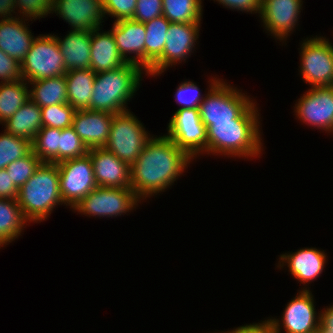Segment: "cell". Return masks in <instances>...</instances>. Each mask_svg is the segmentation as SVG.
Listing matches in <instances>:
<instances>
[{"label": "cell", "mask_w": 333, "mask_h": 333, "mask_svg": "<svg viewBox=\"0 0 333 333\" xmlns=\"http://www.w3.org/2000/svg\"><path fill=\"white\" fill-rule=\"evenodd\" d=\"M42 161L31 151L28 155L15 160L5 168L12 182L19 189L34 174Z\"/></svg>", "instance_id": "d590c367"}, {"label": "cell", "mask_w": 333, "mask_h": 333, "mask_svg": "<svg viewBox=\"0 0 333 333\" xmlns=\"http://www.w3.org/2000/svg\"><path fill=\"white\" fill-rule=\"evenodd\" d=\"M200 27L201 23H170L163 53L145 72L146 75L156 77L169 67L185 62L198 44Z\"/></svg>", "instance_id": "30bf717a"}, {"label": "cell", "mask_w": 333, "mask_h": 333, "mask_svg": "<svg viewBox=\"0 0 333 333\" xmlns=\"http://www.w3.org/2000/svg\"><path fill=\"white\" fill-rule=\"evenodd\" d=\"M312 292L299 290L297 295L288 302L281 319L269 317L274 333H311L317 330L320 311L316 312Z\"/></svg>", "instance_id": "4fadbf2b"}, {"label": "cell", "mask_w": 333, "mask_h": 333, "mask_svg": "<svg viewBox=\"0 0 333 333\" xmlns=\"http://www.w3.org/2000/svg\"><path fill=\"white\" fill-rule=\"evenodd\" d=\"M176 89L175 100L179 106L181 105L178 109H198L205 98V94L201 95L200 88L193 81L185 80L179 83Z\"/></svg>", "instance_id": "8d00e7d4"}, {"label": "cell", "mask_w": 333, "mask_h": 333, "mask_svg": "<svg viewBox=\"0 0 333 333\" xmlns=\"http://www.w3.org/2000/svg\"><path fill=\"white\" fill-rule=\"evenodd\" d=\"M53 7L54 0H0V8L8 15L16 14L15 11L18 10L19 15L17 13L16 17L21 16L34 21L47 17L52 13Z\"/></svg>", "instance_id": "1f68e13d"}, {"label": "cell", "mask_w": 333, "mask_h": 333, "mask_svg": "<svg viewBox=\"0 0 333 333\" xmlns=\"http://www.w3.org/2000/svg\"><path fill=\"white\" fill-rule=\"evenodd\" d=\"M41 107L28 99L5 123L4 130L17 137H23L32 142L35 135L43 127Z\"/></svg>", "instance_id": "cb8c5ba5"}, {"label": "cell", "mask_w": 333, "mask_h": 333, "mask_svg": "<svg viewBox=\"0 0 333 333\" xmlns=\"http://www.w3.org/2000/svg\"><path fill=\"white\" fill-rule=\"evenodd\" d=\"M133 112L115 114L108 141L104 146L130 166L137 160L148 141L153 137Z\"/></svg>", "instance_id": "8992f818"}, {"label": "cell", "mask_w": 333, "mask_h": 333, "mask_svg": "<svg viewBox=\"0 0 333 333\" xmlns=\"http://www.w3.org/2000/svg\"><path fill=\"white\" fill-rule=\"evenodd\" d=\"M225 8L260 14L261 0H214Z\"/></svg>", "instance_id": "60d3db41"}, {"label": "cell", "mask_w": 333, "mask_h": 333, "mask_svg": "<svg viewBox=\"0 0 333 333\" xmlns=\"http://www.w3.org/2000/svg\"><path fill=\"white\" fill-rule=\"evenodd\" d=\"M163 0H137L133 20L145 23L163 15Z\"/></svg>", "instance_id": "f35d334b"}, {"label": "cell", "mask_w": 333, "mask_h": 333, "mask_svg": "<svg viewBox=\"0 0 333 333\" xmlns=\"http://www.w3.org/2000/svg\"><path fill=\"white\" fill-rule=\"evenodd\" d=\"M21 73L26 82L64 76L67 73L54 34L36 36L21 63Z\"/></svg>", "instance_id": "52a82bcc"}, {"label": "cell", "mask_w": 333, "mask_h": 333, "mask_svg": "<svg viewBox=\"0 0 333 333\" xmlns=\"http://www.w3.org/2000/svg\"><path fill=\"white\" fill-rule=\"evenodd\" d=\"M170 23L163 15L145 22V71L162 55Z\"/></svg>", "instance_id": "f1b7e54d"}, {"label": "cell", "mask_w": 333, "mask_h": 333, "mask_svg": "<svg viewBox=\"0 0 333 333\" xmlns=\"http://www.w3.org/2000/svg\"><path fill=\"white\" fill-rule=\"evenodd\" d=\"M167 126L166 136L193 160L207 153V130L198 109H177Z\"/></svg>", "instance_id": "7c38bea8"}, {"label": "cell", "mask_w": 333, "mask_h": 333, "mask_svg": "<svg viewBox=\"0 0 333 333\" xmlns=\"http://www.w3.org/2000/svg\"><path fill=\"white\" fill-rule=\"evenodd\" d=\"M88 151L89 149L76 134L72 126L61 129L59 137V162L86 156Z\"/></svg>", "instance_id": "e575fe53"}, {"label": "cell", "mask_w": 333, "mask_h": 333, "mask_svg": "<svg viewBox=\"0 0 333 333\" xmlns=\"http://www.w3.org/2000/svg\"><path fill=\"white\" fill-rule=\"evenodd\" d=\"M327 257L324 250L314 247L300 248L296 252L280 254L277 267L282 269L287 266L292 277L304 285L303 290H309L308 287L305 288L308 286L306 284H310L321 276Z\"/></svg>", "instance_id": "ac0fdd59"}, {"label": "cell", "mask_w": 333, "mask_h": 333, "mask_svg": "<svg viewBox=\"0 0 333 333\" xmlns=\"http://www.w3.org/2000/svg\"><path fill=\"white\" fill-rule=\"evenodd\" d=\"M115 114L92 110H76L72 127L90 150L104 147L108 141Z\"/></svg>", "instance_id": "44dd1931"}, {"label": "cell", "mask_w": 333, "mask_h": 333, "mask_svg": "<svg viewBox=\"0 0 333 333\" xmlns=\"http://www.w3.org/2000/svg\"><path fill=\"white\" fill-rule=\"evenodd\" d=\"M55 37L67 71L91 68V31L70 30L63 39Z\"/></svg>", "instance_id": "603a6c76"}, {"label": "cell", "mask_w": 333, "mask_h": 333, "mask_svg": "<svg viewBox=\"0 0 333 333\" xmlns=\"http://www.w3.org/2000/svg\"><path fill=\"white\" fill-rule=\"evenodd\" d=\"M60 16L72 30H87L103 26L105 18L102 0H54L52 14Z\"/></svg>", "instance_id": "2e32d148"}, {"label": "cell", "mask_w": 333, "mask_h": 333, "mask_svg": "<svg viewBox=\"0 0 333 333\" xmlns=\"http://www.w3.org/2000/svg\"><path fill=\"white\" fill-rule=\"evenodd\" d=\"M144 72L139 65L127 62L117 69L96 73L89 110L110 114L129 111L127 102L140 88Z\"/></svg>", "instance_id": "3957f363"}, {"label": "cell", "mask_w": 333, "mask_h": 333, "mask_svg": "<svg viewBox=\"0 0 333 333\" xmlns=\"http://www.w3.org/2000/svg\"><path fill=\"white\" fill-rule=\"evenodd\" d=\"M101 29L91 32L90 63L95 73L117 69L127 63L118 51L111 30L102 32Z\"/></svg>", "instance_id": "7402d4cb"}, {"label": "cell", "mask_w": 333, "mask_h": 333, "mask_svg": "<svg viewBox=\"0 0 333 333\" xmlns=\"http://www.w3.org/2000/svg\"><path fill=\"white\" fill-rule=\"evenodd\" d=\"M28 86L30 85L24 79L0 82V124L3 125L30 99Z\"/></svg>", "instance_id": "83f0119b"}, {"label": "cell", "mask_w": 333, "mask_h": 333, "mask_svg": "<svg viewBox=\"0 0 333 333\" xmlns=\"http://www.w3.org/2000/svg\"><path fill=\"white\" fill-rule=\"evenodd\" d=\"M61 129L42 127L31 142L32 151L42 161L59 163V137Z\"/></svg>", "instance_id": "4dcf8cb0"}, {"label": "cell", "mask_w": 333, "mask_h": 333, "mask_svg": "<svg viewBox=\"0 0 333 333\" xmlns=\"http://www.w3.org/2000/svg\"><path fill=\"white\" fill-rule=\"evenodd\" d=\"M223 333H274L273 327L269 321V319H266L264 321L261 320L259 323H250V324H244L240 327L234 328L231 331H222ZM219 332V333H222ZM214 333V332H213ZM216 333V332H215Z\"/></svg>", "instance_id": "b9f144b4"}, {"label": "cell", "mask_w": 333, "mask_h": 333, "mask_svg": "<svg viewBox=\"0 0 333 333\" xmlns=\"http://www.w3.org/2000/svg\"><path fill=\"white\" fill-rule=\"evenodd\" d=\"M192 161L168 136H153L130 166L131 189L143 201L165 192Z\"/></svg>", "instance_id": "6da1fadb"}, {"label": "cell", "mask_w": 333, "mask_h": 333, "mask_svg": "<svg viewBox=\"0 0 333 333\" xmlns=\"http://www.w3.org/2000/svg\"><path fill=\"white\" fill-rule=\"evenodd\" d=\"M61 199L71 210L98 185L90 156L57 163Z\"/></svg>", "instance_id": "8fae6325"}, {"label": "cell", "mask_w": 333, "mask_h": 333, "mask_svg": "<svg viewBox=\"0 0 333 333\" xmlns=\"http://www.w3.org/2000/svg\"><path fill=\"white\" fill-rule=\"evenodd\" d=\"M27 223L17 199L0 198V248L19 238Z\"/></svg>", "instance_id": "484cf974"}, {"label": "cell", "mask_w": 333, "mask_h": 333, "mask_svg": "<svg viewBox=\"0 0 333 333\" xmlns=\"http://www.w3.org/2000/svg\"><path fill=\"white\" fill-rule=\"evenodd\" d=\"M32 151L31 141L17 137L4 130L0 133V170L15 160L28 155Z\"/></svg>", "instance_id": "d6a6232c"}, {"label": "cell", "mask_w": 333, "mask_h": 333, "mask_svg": "<svg viewBox=\"0 0 333 333\" xmlns=\"http://www.w3.org/2000/svg\"><path fill=\"white\" fill-rule=\"evenodd\" d=\"M28 84L32 85L31 87L29 86L30 99L41 108L68 103L65 75L30 81Z\"/></svg>", "instance_id": "4316f807"}, {"label": "cell", "mask_w": 333, "mask_h": 333, "mask_svg": "<svg viewBox=\"0 0 333 333\" xmlns=\"http://www.w3.org/2000/svg\"><path fill=\"white\" fill-rule=\"evenodd\" d=\"M76 110L69 104H55L41 108L43 127L64 129L72 126Z\"/></svg>", "instance_id": "836d02e7"}, {"label": "cell", "mask_w": 333, "mask_h": 333, "mask_svg": "<svg viewBox=\"0 0 333 333\" xmlns=\"http://www.w3.org/2000/svg\"><path fill=\"white\" fill-rule=\"evenodd\" d=\"M318 333H333V304L320 311Z\"/></svg>", "instance_id": "7bdbcfd3"}, {"label": "cell", "mask_w": 333, "mask_h": 333, "mask_svg": "<svg viewBox=\"0 0 333 333\" xmlns=\"http://www.w3.org/2000/svg\"><path fill=\"white\" fill-rule=\"evenodd\" d=\"M59 170L55 163L42 162L18 189L17 201L24 217L33 223L47 219L61 199Z\"/></svg>", "instance_id": "277c9868"}, {"label": "cell", "mask_w": 333, "mask_h": 333, "mask_svg": "<svg viewBox=\"0 0 333 333\" xmlns=\"http://www.w3.org/2000/svg\"><path fill=\"white\" fill-rule=\"evenodd\" d=\"M111 32L122 58L139 65L145 71V24L133 19H123L113 23Z\"/></svg>", "instance_id": "ffe728a7"}, {"label": "cell", "mask_w": 333, "mask_h": 333, "mask_svg": "<svg viewBox=\"0 0 333 333\" xmlns=\"http://www.w3.org/2000/svg\"><path fill=\"white\" fill-rule=\"evenodd\" d=\"M302 5L303 0H261L259 17L267 32L284 43L297 27Z\"/></svg>", "instance_id": "9a60e30c"}, {"label": "cell", "mask_w": 333, "mask_h": 333, "mask_svg": "<svg viewBox=\"0 0 333 333\" xmlns=\"http://www.w3.org/2000/svg\"><path fill=\"white\" fill-rule=\"evenodd\" d=\"M0 18V50L21 64L36 38L27 25L33 20L8 15L1 8Z\"/></svg>", "instance_id": "e0dca14e"}, {"label": "cell", "mask_w": 333, "mask_h": 333, "mask_svg": "<svg viewBox=\"0 0 333 333\" xmlns=\"http://www.w3.org/2000/svg\"><path fill=\"white\" fill-rule=\"evenodd\" d=\"M208 82V92L198 107L206 128L214 122H233L254 101L221 78L213 77Z\"/></svg>", "instance_id": "5b68a950"}, {"label": "cell", "mask_w": 333, "mask_h": 333, "mask_svg": "<svg viewBox=\"0 0 333 333\" xmlns=\"http://www.w3.org/2000/svg\"><path fill=\"white\" fill-rule=\"evenodd\" d=\"M300 75L312 87L333 86V44L324 36L300 43Z\"/></svg>", "instance_id": "ba28073f"}, {"label": "cell", "mask_w": 333, "mask_h": 333, "mask_svg": "<svg viewBox=\"0 0 333 333\" xmlns=\"http://www.w3.org/2000/svg\"><path fill=\"white\" fill-rule=\"evenodd\" d=\"M93 164L95 180L98 186L131 188L130 165L121 161L105 147L88 151Z\"/></svg>", "instance_id": "d6986e66"}, {"label": "cell", "mask_w": 333, "mask_h": 333, "mask_svg": "<svg viewBox=\"0 0 333 333\" xmlns=\"http://www.w3.org/2000/svg\"><path fill=\"white\" fill-rule=\"evenodd\" d=\"M137 0H102L105 15L114 17L115 21L133 19Z\"/></svg>", "instance_id": "74e56055"}, {"label": "cell", "mask_w": 333, "mask_h": 333, "mask_svg": "<svg viewBox=\"0 0 333 333\" xmlns=\"http://www.w3.org/2000/svg\"><path fill=\"white\" fill-rule=\"evenodd\" d=\"M96 73L91 69L67 71L68 103L75 110H89Z\"/></svg>", "instance_id": "d4e9b609"}, {"label": "cell", "mask_w": 333, "mask_h": 333, "mask_svg": "<svg viewBox=\"0 0 333 333\" xmlns=\"http://www.w3.org/2000/svg\"><path fill=\"white\" fill-rule=\"evenodd\" d=\"M163 16L171 23H201L202 0H163Z\"/></svg>", "instance_id": "f546056e"}, {"label": "cell", "mask_w": 333, "mask_h": 333, "mask_svg": "<svg viewBox=\"0 0 333 333\" xmlns=\"http://www.w3.org/2000/svg\"><path fill=\"white\" fill-rule=\"evenodd\" d=\"M23 79L21 64L0 50V82H13Z\"/></svg>", "instance_id": "ab89813d"}, {"label": "cell", "mask_w": 333, "mask_h": 333, "mask_svg": "<svg viewBox=\"0 0 333 333\" xmlns=\"http://www.w3.org/2000/svg\"><path fill=\"white\" fill-rule=\"evenodd\" d=\"M294 113L304 124L333 133V86L306 90L296 102Z\"/></svg>", "instance_id": "5bb4252c"}, {"label": "cell", "mask_w": 333, "mask_h": 333, "mask_svg": "<svg viewBox=\"0 0 333 333\" xmlns=\"http://www.w3.org/2000/svg\"><path fill=\"white\" fill-rule=\"evenodd\" d=\"M256 104L254 100L233 122H214L206 128L207 154L244 159L260 157L264 143Z\"/></svg>", "instance_id": "7a4b0ae2"}, {"label": "cell", "mask_w": 333, "mask_h": 333, "mask_svg": "<svg viewBox=\"0 0 333 333\" xmlns=\"http://www.w3.org/2000/svg\"><path fill=\"white\" fill-rule=\"evenodd\" d=\"M138 203L141 200L131 188L97 186L72 211L89 217L112 218L133 211Z\"/></svg>", "instance_id": "9c48e42d"}]
</instances>
